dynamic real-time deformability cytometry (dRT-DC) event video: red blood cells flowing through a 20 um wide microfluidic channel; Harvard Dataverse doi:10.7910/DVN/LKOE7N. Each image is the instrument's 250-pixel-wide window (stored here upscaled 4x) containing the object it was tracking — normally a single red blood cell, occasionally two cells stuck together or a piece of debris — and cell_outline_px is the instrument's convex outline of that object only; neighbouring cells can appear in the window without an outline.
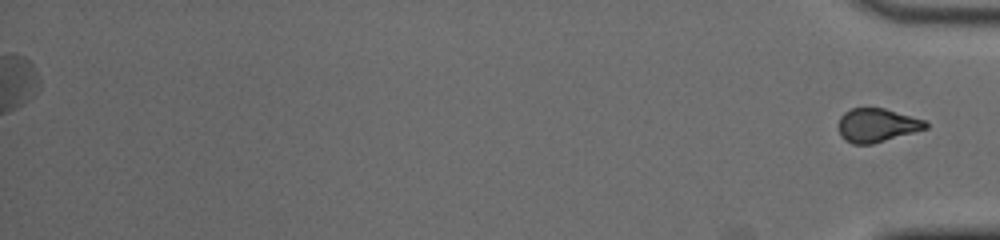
{"species": "common noctule bat (a hibernating species)", "species_latin": "Nyctalus noctula", "temperature_condition": "cold", "stored_images_in_passage": 39, "segment_of_instrument_passage": [2, 2], "camera_frame_rate_fps": 3000, "um_per_image_px": 0.085, "animal": {"sex": "male", "body_mass_g": 19.0, "forearm_length_mm": 50.8}, "frame": {"image": 1, "passage_image": 39, "time_ms": 12.667, "image_size_px": [1000, 240], "cell_outline_px": [[928, 128], [872, 144], [852, 144], [844, 140], [840, 136], [840, 116], [844, 112], [852, 108], [884, 108], [924, 120], [928, 124]], "centroid_in_image_um": [74.53, 10.65], "position_along_channel_um": 360.7, "area_um2": 16.94}}